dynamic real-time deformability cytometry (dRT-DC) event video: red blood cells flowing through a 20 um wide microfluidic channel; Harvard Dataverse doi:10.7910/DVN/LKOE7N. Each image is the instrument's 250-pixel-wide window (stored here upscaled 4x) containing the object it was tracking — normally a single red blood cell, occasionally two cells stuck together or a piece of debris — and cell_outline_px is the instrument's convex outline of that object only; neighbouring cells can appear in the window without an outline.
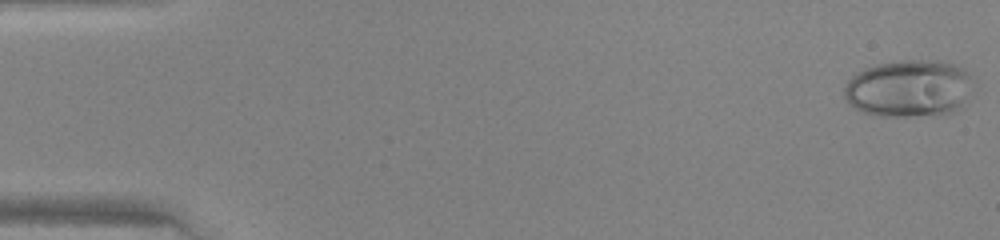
{"species": "human", "species_latin": "Homo sapiens", "temperature_condition": "warm", "stored_images_in_passage": 46, "camera_frame_rate_fps": 3000, "um_per_image_px": 0.085, "donor": {"sex": "female"}, "frame": {"image": 1, "passage_image": 1, "time_ms": 0.0, "image_size_px": [1000, 240], "cell_outline_px": [[972, 76], [964, 108], [952, 112], [908, 116], [880, 116], [864, 112], [856, 108], [844, 96], [844, 88], [848, 80], [856, 72], [864, 68], [876, 64], [900, 60], [940, 60], [956, 64], [964, 68]], "centroid_in_image_um": [77.28, 7.49], "position_along_channel_um": 7.7, "area_um2": 43.12}}
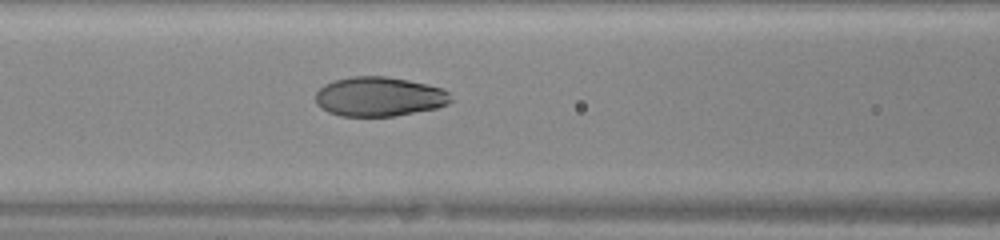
{"frame": {"image": 2, "passage_image": 20, "time_ms": 6.333, "image_size_px": [1000, 240], "cell_outline_px": [[456, 100], [448, 104], [436, 108], [392, 116], [340, 116], [328, 112], [320, 108], [316, 104], [316, 92], [324, 84], [332, 80], [352, 76], [388, 76], [428, 84], [444, 88]], "centroid_in_image_um": [32.25, 8.2], "position_along_channel_um": 134.4, "area_um2": 31.5}}
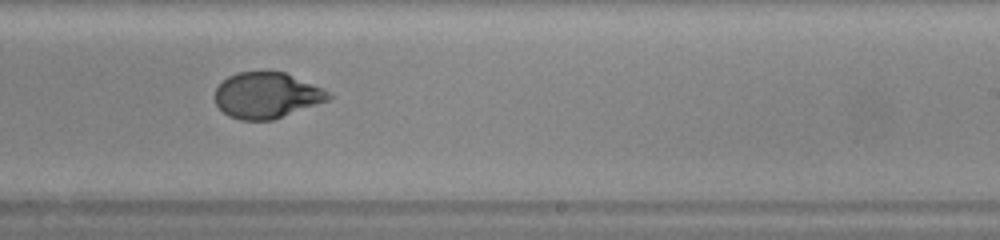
{"frame": {"image": 3, "passage_image": 29, "time_ms": 9.333, "image_size_px": [1000, 240], "cell_outline_px": [[332, 96], [328, 100], [272, 120], [240, 120], [228, 116], [216, 104], [216, 88], [228, 76], [240, 72], [284, 72], [324, 88]], "centroid_in_image_um": [22.67, 8.11], "position_along_channel_um": 266.3, "area_um2": 30.0}}